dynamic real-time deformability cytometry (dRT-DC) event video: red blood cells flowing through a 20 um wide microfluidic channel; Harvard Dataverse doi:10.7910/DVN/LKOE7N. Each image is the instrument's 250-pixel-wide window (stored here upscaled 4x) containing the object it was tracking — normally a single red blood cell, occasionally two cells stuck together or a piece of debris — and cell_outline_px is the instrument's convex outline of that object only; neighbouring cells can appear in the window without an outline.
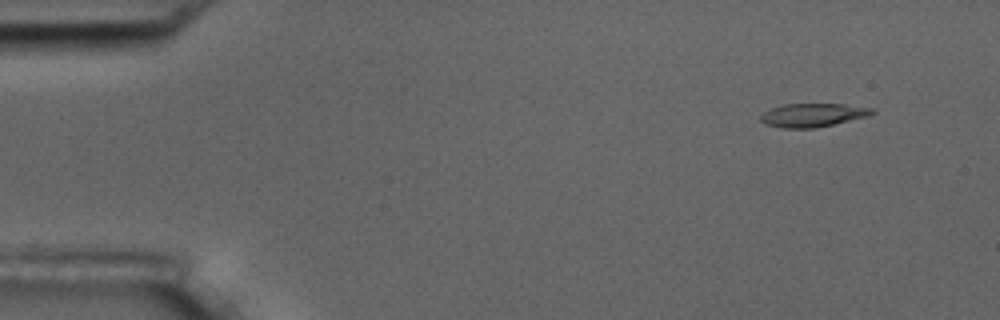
{"species": "common noctule bat (a hibernating species)", "species_latin": "Nyctalus noctula", "temperature_condition": "room temperature", "stored_images_in_passage": 8, "camera_frame_rate_fps": 3000, "um_per_image_px": 0.085, "animal": {"sex": "male", "body_mass_g": 17.5, "forearm_length_mm": 52.3}, "frame": {"image": 1, "passage_image": 1, "time_ms": 0.0, "image_size_px": [1000, 320], "cell_outline_px": [[876, 112], [868, 116], [836, 124], [816, 128], [784, 128], [764, 124], [760, 120], [760, 116], [764, 112], [772, 108], [784, 104], [844, 104], [872, 108]], "centroid_in_image_um": [69.1, 9.79], "position_along_channel_um": 15.9, "area_um2": 15.32}}
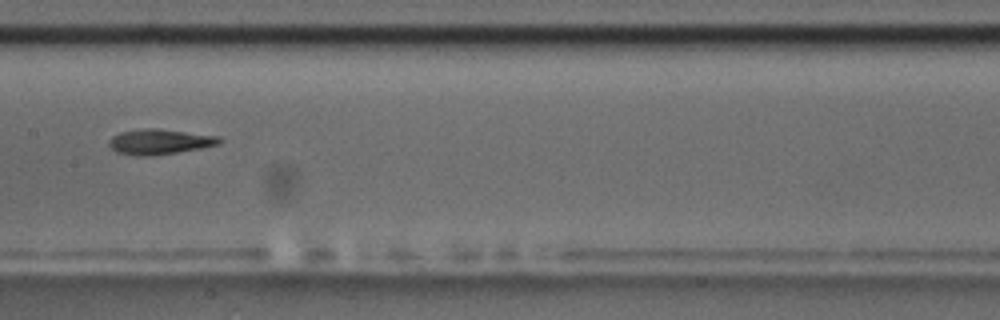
{"frame": {"image": 2, "passage_image": 7, "time_ms": 8.0, "image_size_px": [1000, 320], "cell_outline_px": [[224, 140], [220, 144], [200, 148], [152, 156], [136, 156], [116, 152], [108, 144], [108, 140], [112, 136], [120, 132], [144, 128], [160, 128], [220, 136]], "centroid_in_image_um": [13.58, 12.04], "position_along_channel_um": 193.8, "area_um2": 16.47}}
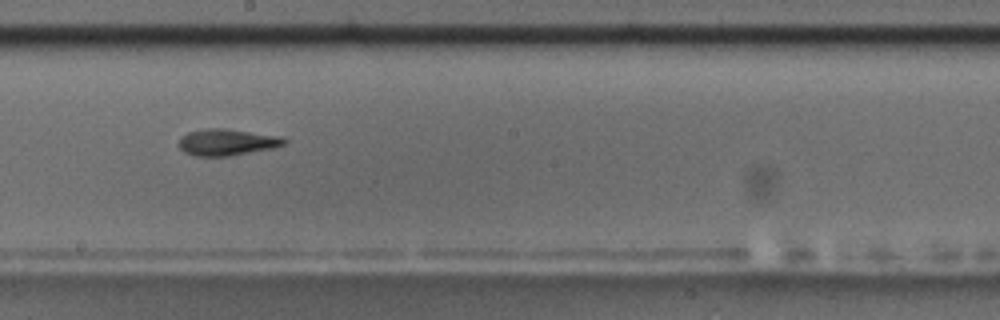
{"frame": {"image": 3, "passage_image": 8, "time_ms": 9.0, "image_size_px": [1000, 320], "cell_outline_px": [[288, 140], [284, 144], [272, 148], [228, 156], [196, 156], [184, 152], [176, 144], [180, 136], [188, 132], [204, 128], [224, 128], [280, 136]], "centroid_in_image_um": [19.22, 12.08], "position_along_channel_um": 229.0, "area_um2": 16.36}}